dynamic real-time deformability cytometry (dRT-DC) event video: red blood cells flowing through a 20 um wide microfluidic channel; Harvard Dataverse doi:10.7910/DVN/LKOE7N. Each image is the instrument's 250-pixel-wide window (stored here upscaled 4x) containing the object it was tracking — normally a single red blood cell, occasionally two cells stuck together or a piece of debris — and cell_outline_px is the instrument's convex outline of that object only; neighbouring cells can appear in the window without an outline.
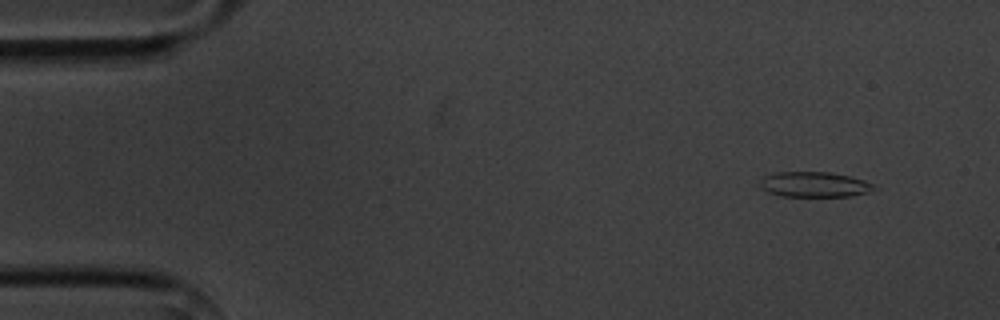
{"species": "common noctule bat (a hibernating species)", "species_latin": "Nyctalus noctula", "temperature_condition": "cold", "stored_images_in_passage": 4, "camera_frame_rate_fps": 3000, "um_per_image_px": 0.085, "animal": {"sex": "male", "body_mass_g": 20.1, "forearm_length_mm": 53.5}, "frame": {"image": 1, "passage_image": 1, "time_ms": 0.0, "image_size_px": [1000, 320], "cell_outline_px": [[880, 188], [868, 192], [848, 196], [780, 196], [768, 192], [760, 184], [760, 180], [764, 176], [776, 172], [828, 172], [848, 176], [864, 180]], "centroid_in_image_um": [69.23, 15.68], "position_along_channel_um": 15.8, "area_um2": 16.65}}
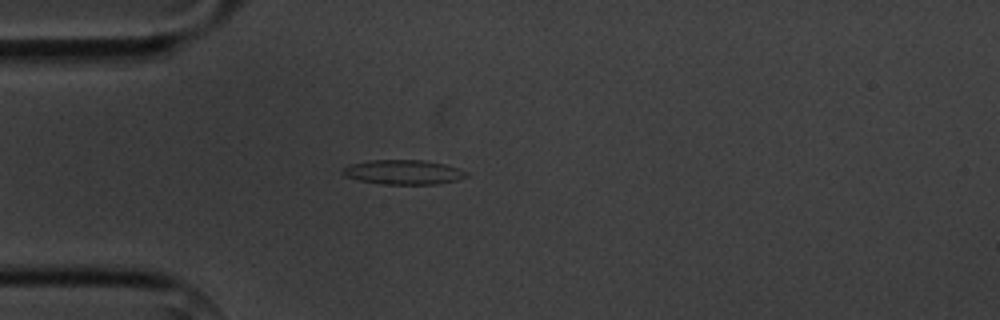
{"frame": {"image": 2, "passage_image": 4, "time_ms": 3.333, "image_size_px": [1000, 320], "cell_outline_px": [[468, 176], [456, 180], [436, 184], [380, 184], [360, 180], [344, 176], [340, 172], [340, 168], [348, 164], [368, 160], [424, 160], [444, 164], [468, 172]], "centroid_in_image_um": [34.21, 14.62], "position_along_channel_um": 50.8, "area_um2": 17.8}}